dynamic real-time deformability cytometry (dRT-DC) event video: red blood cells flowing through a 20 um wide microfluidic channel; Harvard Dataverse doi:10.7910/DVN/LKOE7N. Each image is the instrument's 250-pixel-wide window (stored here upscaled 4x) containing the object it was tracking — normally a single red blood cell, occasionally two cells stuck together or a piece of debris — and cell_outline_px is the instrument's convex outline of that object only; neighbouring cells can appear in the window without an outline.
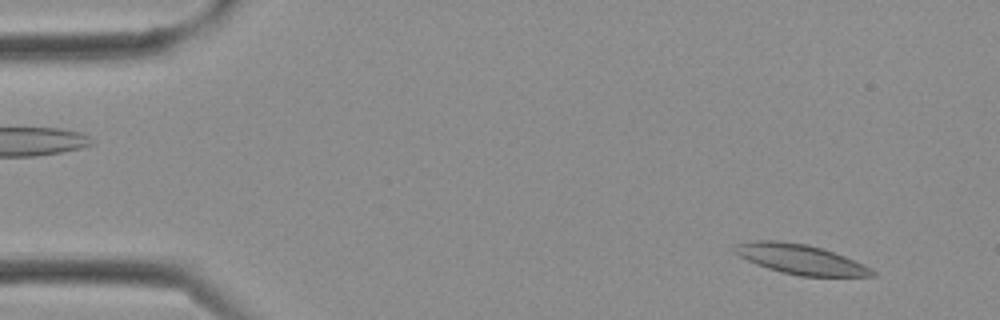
{"species": "Egyptian fruit bat (a non-hibernating species)", "species_latin": "Rousettus aegyptiacus", "temperature_condition": "cold", "stored_images_in_passage": 14, "camera_frame_rate_fps": 3000, "um_per_image_px": 0.085, "frame": {"image": 1, "passage_image": 2, "time_ms": 0.333, "image_size_px": [1000, 320], "cell_outline_px": [[876, 276], [800, 276], [780, 272], [756, 264], [732, 252], [732, 248], [736, 244], [752, 240], [776, 240], [808, 244], [844, 256], [864, 264], [872, 268], [876, 272]], "centroid_in_image_um": [68.02, 22.03], "position_along_channel_um": 17.0, "area_um2": 23.93}}
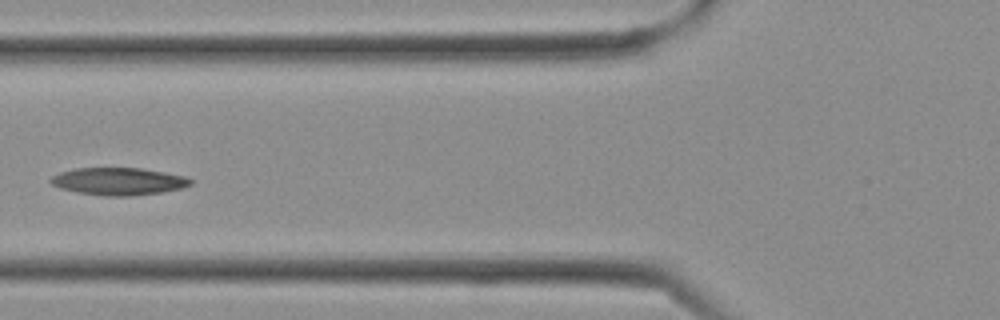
{"frame": {"image": 2, "passage_image": 11, "time_ms": 3.333, "image_size_px": [1000, 320], "cell_outline_px": [[192, 184], [184, 188], [160, 192], [132, 196], [108, 196], [80, 192], [60, 188], [52, 184], [48, 180], [52, 176], [60, 172], [76, 168], [140, 168], [164, 172], [184, 176], [192, 180]], "centroid_in_image_um": [10.09, 15.41], "position_along_channel_um": 115.7, "area_um2": 22.2}}
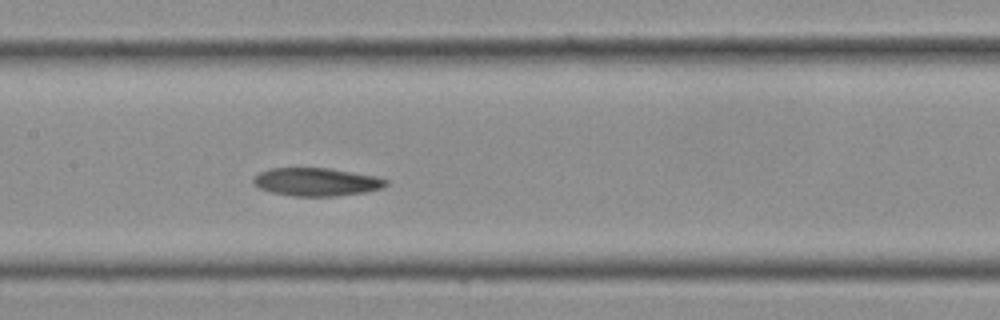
{"frame": {"image": 3, "passage_image": 14, "time_ms": 4.333, "image_size_px": [1000, 320], "cell_outline_px": [[388, 184], [384, 188], [364, 192], [336, 196], [292, 196], [272, 192], [260, 188], [252, 184], [252, 180], [260, 172], [268, 168], [328, 168], [376, 176], [388, 180]], "centroid_in_image_um": [26.9, 15.46], "position_along_channel_um": 180.5, "area_um2": 21.73}}